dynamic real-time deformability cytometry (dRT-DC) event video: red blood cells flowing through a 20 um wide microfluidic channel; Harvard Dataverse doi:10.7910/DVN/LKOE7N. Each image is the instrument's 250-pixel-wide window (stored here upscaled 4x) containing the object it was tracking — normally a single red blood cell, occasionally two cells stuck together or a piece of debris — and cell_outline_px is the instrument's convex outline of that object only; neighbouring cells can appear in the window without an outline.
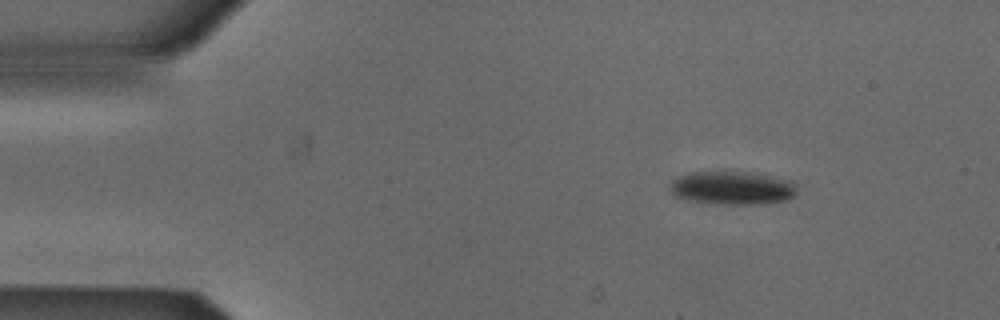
{"species": "Egyptian fruit bat (a non-hibernating species)", "species_latin": "Rousettus aegyptiacus", "temperature_condition": "cold", "stored_images_in_passage": 3, "camera_frame_rate_fps": 3000, "um_per_image_px": 0.085, "animal": {"sex": "male"}, "frame": {"image": 1, "passage_image": 1, "time_ms": 0.0, "image_size_px": [1000, 320], "cell_outline_px": [[796, 192], [788, 200], [760, 204], [724, 204], [688, 200], [676, 196], [668, 188], [672, 180], [688, 172], [720, 168], [748, 172], [792, 180], [796, 188]], "centroid_in_image_um": [62.2, 15.92], "position_along_channel_um": 22.8, "area_um2": 25.43}}
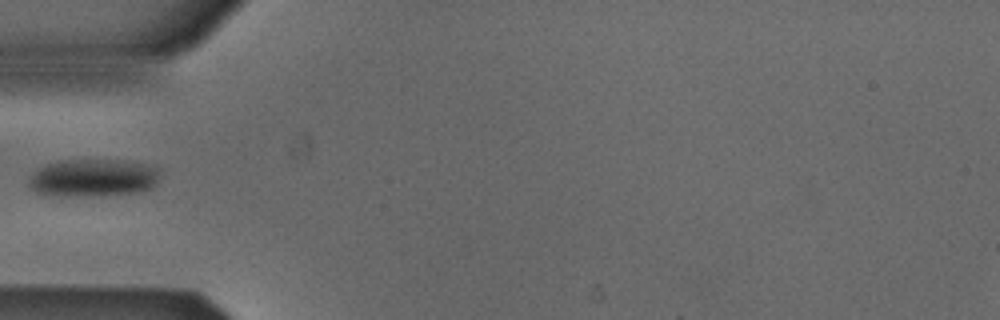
{"frame": {"image": 2, "passage_image": 3, "time_ms": 0.667, "image_size_px": [1000, 320], "cell_outline_px": [[156, 184], [152, 188], [136, 192], [100, 196], [64, 196], [36, 192], [28, 184], [28, 180], [36, 168], [56, 160], [124, 160], [156, 168]], "centroid_in_image_um": [7.83, 15.12], "position_along_channel_um": 77.2, "area_um2": 28.61}}